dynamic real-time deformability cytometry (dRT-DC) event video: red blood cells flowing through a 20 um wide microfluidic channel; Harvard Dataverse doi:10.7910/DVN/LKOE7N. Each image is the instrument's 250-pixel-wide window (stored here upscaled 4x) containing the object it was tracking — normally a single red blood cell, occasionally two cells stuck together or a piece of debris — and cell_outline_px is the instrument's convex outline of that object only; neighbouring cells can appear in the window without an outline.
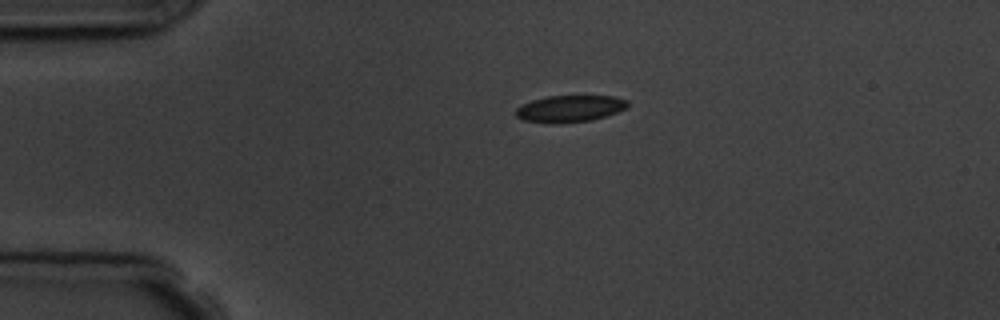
{"species": "common noctule bat (a hibernating species)", "species_latin": "Nyctalus noctula", "temperature_condition": "room temperature", "stored_images_in_passage": 2, "camera_frame_rate_fps": 3000, "um_per_image_px": 0.085, "animal": {"sex": "male", "body_mass_g": 19.5, "forearm_length_mm": 54.6}, "frame": {"image": 1, "passage_image": 1, "time_ms": 0.0, "image_size_px": [1000, 320], "cell_outline_px": [[628, 108], [592, 120], [556, 124], [552, 124], [524, 120], [516, 116], [516, 108], [532, 100], [548, 96], [612, 96], [628, 100]], "centroid_in_image_um": [48.44, 9.24], "position_along_channel_um": 36.6, "area_um2": 17.4}}